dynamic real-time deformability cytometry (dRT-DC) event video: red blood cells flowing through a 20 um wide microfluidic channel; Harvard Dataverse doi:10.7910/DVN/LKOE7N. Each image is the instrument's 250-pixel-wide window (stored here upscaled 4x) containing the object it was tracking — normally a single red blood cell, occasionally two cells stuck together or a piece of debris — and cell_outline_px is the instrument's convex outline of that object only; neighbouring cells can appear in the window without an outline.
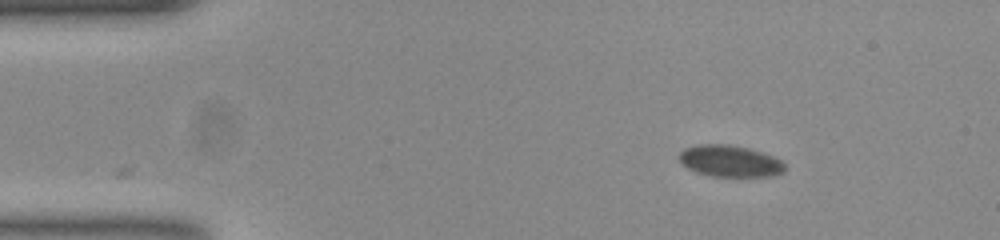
{"species": "common noctule bat (a hibernating species)", "species_latin": "Nyctalus noctula", "temperature_condition": "room temperature", "stored_images_in_passage": 51, "camera_frame_rate_fps": 3000, "um_per_image_px": 0.085, "animal": {"sex": "female", "body_mass_g": 23.0, "forearm_length_mm": 53.4}, "frame": {"image": 1, "passage_image": 1, "time_ms": 0.0, "image_size_px": [1000, 240], "cell_outline_px": [[784, 168], [780, 172], [768, 176], [712, 176], [688, 168], [680, 160], [680, 152], [688, 148], [700, 144], [728, 144], [760, 152], [780, 160], [784, 164]], "centroid_in_image_um": [62.02, 13.69], "position_along_channel_um": 23.0, "area_um2": 18.61}}
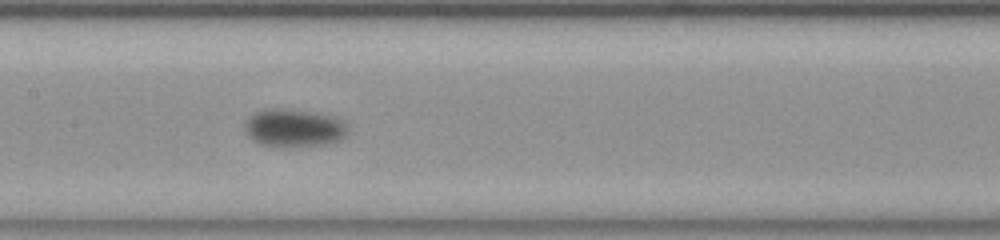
{"frame": {"image": 2, "passage_image": 21, "time_ms": 6.667, "image_size_px": [1000, 240], "cell_outline_px": [[344, 136], [336, 140], [320, 144], [284, 148], [280, 148], [260, 144], [244, 128], [244, 124], [248, 116], [264, 108], [288, 108], [332, 116], [340, 120], [344, 124]], "centroid_in_image_um": [24.89, 10.86], "position_along_channel_um": 182.5, "area_um2": 22.37}}
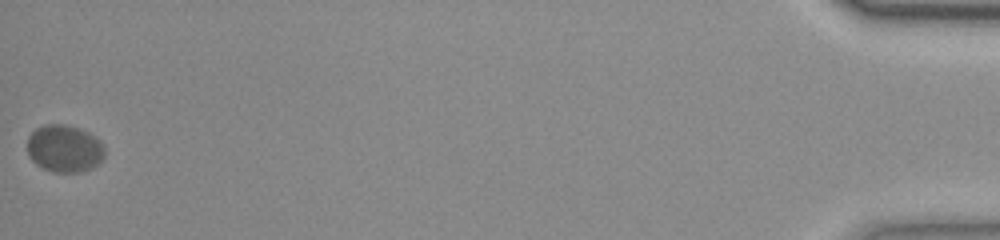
{"frame": {"image": 3, "passage_image": 51, "time_ms": 16.667, "image_size_px": [1000, 240], "cell_outline_px": [[104, 156], [92, 168], [80, 172], [52, 172], [36, 164], [28, 156], [28, 136], [36, 128], [44, 124], [64, 124], [88, 132], [100, 140], [104, 148]], "centroid_in_image_um": [5.46, 12.62], "position_along_channel_um": 429.7, "area_um2": 21.27}}